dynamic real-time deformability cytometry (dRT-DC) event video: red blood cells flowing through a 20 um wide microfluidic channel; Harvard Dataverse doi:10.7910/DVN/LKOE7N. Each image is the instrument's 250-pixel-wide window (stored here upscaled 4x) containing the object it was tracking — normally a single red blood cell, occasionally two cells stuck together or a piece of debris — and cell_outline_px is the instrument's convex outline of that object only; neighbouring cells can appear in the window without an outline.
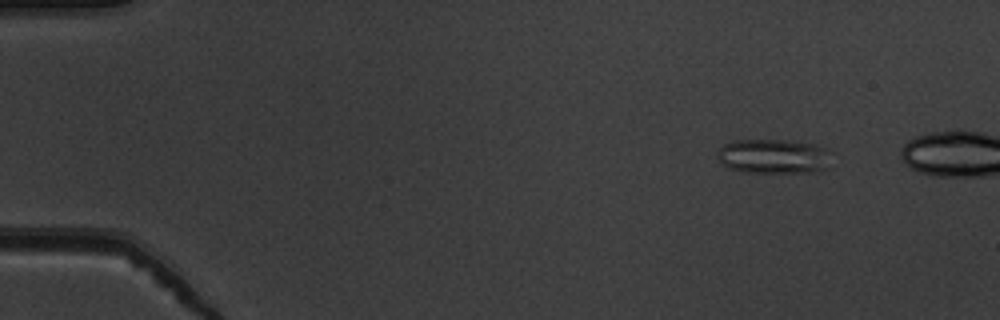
{"species": "common noctule bat (a hibernating species)", "species_latin": "Nyctalus noctula", "temperature_condition": "warm", "stored_images_in_passage": 15, "camera_frame_rate_fps": 3000, "um_per_image_px": 0.085, "animal": {"sex": "male", "body_mass_g": 19.5, "forearm_length_mm": 54.6}, "frame": {"image": 1, "passage_image": 7, "time_ms": 2.0, "image_size_px": [1000, 320], "cell_outline_px": [[832, 168], [820, 172], [740, 172], [728, 168], [716, 156], [720, 148], [724, 144], [732, 140], [784, 140], [816, 144], [824, 148], [828, 152]], "centroid_in_image_um": [65.79, 13.3], "position_along_channel_um": 19.2, "area_um2": 23.29}}